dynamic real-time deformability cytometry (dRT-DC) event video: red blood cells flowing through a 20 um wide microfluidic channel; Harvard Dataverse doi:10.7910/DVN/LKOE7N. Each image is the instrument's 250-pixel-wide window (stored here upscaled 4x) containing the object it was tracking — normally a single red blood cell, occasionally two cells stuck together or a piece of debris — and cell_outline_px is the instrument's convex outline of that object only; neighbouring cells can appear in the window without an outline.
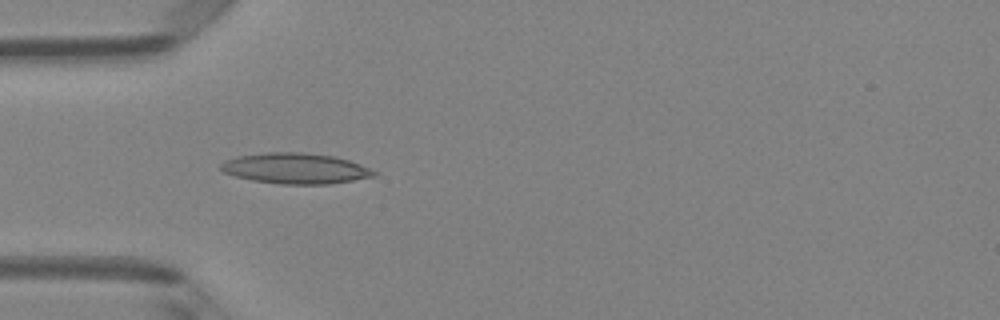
{"species": "Egyptian fruit bat (a non-hibernating species)", "species_latin": "Rousettus aegyptiacus", "temperature_condition": "room temperature", "stored_images_in_passage": 6, "camera_frame_rate_fps": 3000, "um_per_image_px": 0.085, "animal": {"sex": "female"}, "frame": {"image": 1, "passage_image": 5, "time_ms": 1.333, "image_size_px": [1000, 320], "cell_outline_px": [[380, 172], [376, 176], [328, 184], [280, 184], [252, 180], [236, 176], [224, 172], [220, 168], [220, 164], [224, 160], [236, 156], [268, 152], [300, 152], [332, 156], [348, 160], [360, 164]], "centroid_in_image_um": [25.12, 14.31], "position_along_channel_um": 59.9, "area_um2": 27.34}}
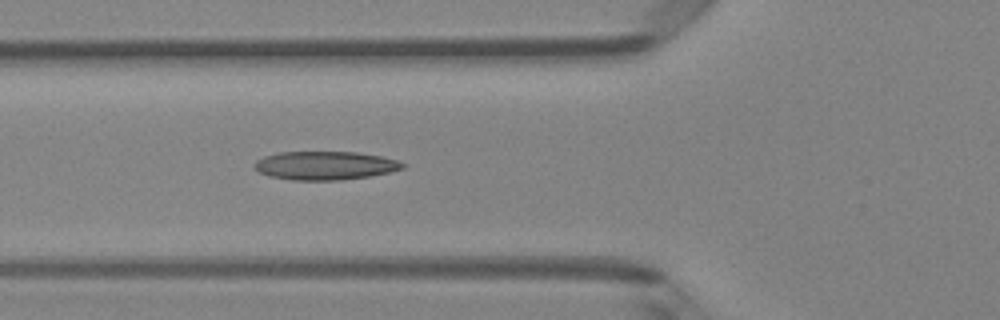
{"frame": {"image": 2, "passage_image": 6, "time_ms": 1.667, "image_size_px": [1000, 320], "cell_outline_px": [[404, 168], [392, 172], [368, 176], [340, 180], [292, 180], [268, 176], [252, 168], [252, 164], [256, 160], [264, 156], [280, 152], [356, 152], [380, 156], [396, 160], [404, 164]], "centroid_in_image_um": [27.58, 14.07], "position_along_channel_um": 98.2, "area_um2": 24.68}}